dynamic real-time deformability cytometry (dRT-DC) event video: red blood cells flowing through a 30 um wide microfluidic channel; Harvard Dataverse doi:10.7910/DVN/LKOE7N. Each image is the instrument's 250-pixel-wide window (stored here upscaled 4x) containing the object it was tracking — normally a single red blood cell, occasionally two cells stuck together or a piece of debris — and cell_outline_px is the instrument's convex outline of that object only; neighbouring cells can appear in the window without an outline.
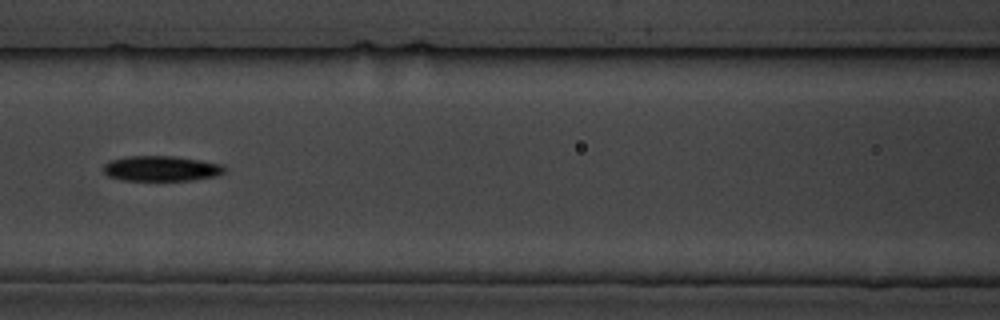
{"species": "common noctule bat (a hibernating species)", "species_latin": "Nyctalus noctula", "temperature_condition": "cold", "stored_images_in_passage": 10, "camera_frame_rate_fps": 3000, "um_per_image_px": 0.085, "animal": {"sex": "male", "body_mass_g": 19.5, "forearm_length_mm": 54.6}, "frame": {"image": 1, "passage_image": 6, "time_ms": 6.0, "image_size_px": [1000, 320], "cell_outline_px": [[228, 168], [224, 172], [216, 176], [192, 180], [120, 180], [108, 176], [104, 172], [104, 164], [108, 160], [128, 156], [172, 156], [200, 160], [220, 164]], "centroid_in_image_um": [13.69, 14.32], "position_along_channel_um": 152.9, "area_um2": 17.86}}
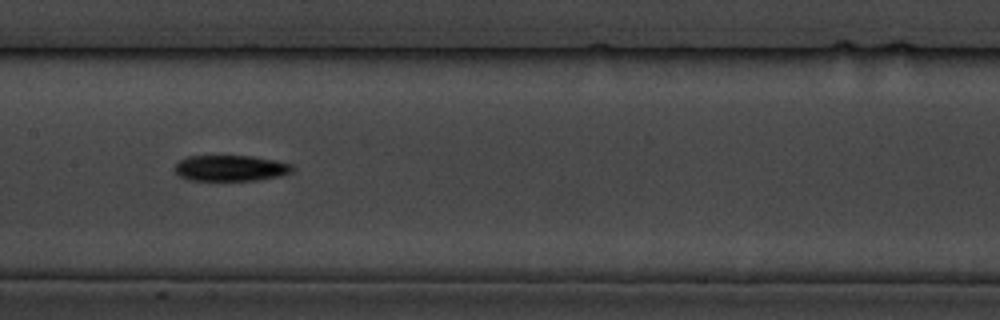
{"frame": {"image": 2, "passage_image": 7, "time_ms": 7.0, "image_size_px": [1000, 320], "cell_outline_px": [[292, 172], [280, 176], [256, 180], [188, 180], [180, 176], [172, 168], [180, 160], [188, 156], [252, 156], [276, 160], [292, 164]], "centroid_in_image_um": [19.59, 14.29], "position_along_channel_um": 187.8, "area_um2": 17.74}}
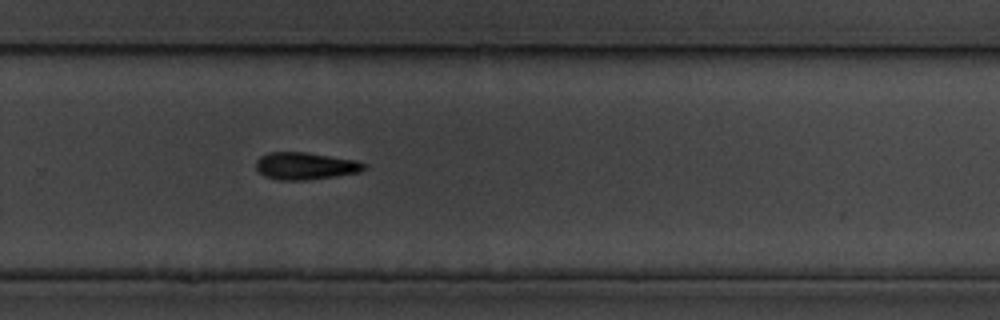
{"frame": {"image": 3, "passage_image": 10, "time_ms": 10.333, "image_size_px": [1000, 320], "cell_outline_px": [[368, 168], [360, 172], [336, 176], [304, 180], [280, 180], [264, 176], [256, 168], [256, 160], [260, 156], [268, 152], [304, 152], [356, 160], [368, 164]], "centroid_in_image_um": [25.98, 14.1], "position_along_channel_um": 303.8, "area_um2": 17.22}}